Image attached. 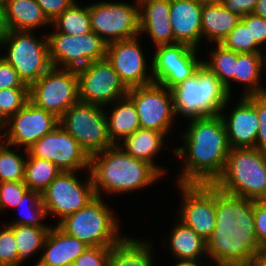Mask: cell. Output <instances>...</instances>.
Wrapping results in <instances>:
<instances>
[{"mask_svg": "<svg viewBox=\"0 0 266 266\" xmlns=\"http://www.w3.org/2000/svg\"><path fill=\"white\" fill-rule=\"evenodd\" d=\"M254 201L215 186V228L206 240V255L215 265L244 266L262 250L255 234Z\"/></svg>", "mask_w": 266, "mask_h": 266, "instance_id": "1", "label": "cell"}, {"mask_svg": "<svg viewBox=\"0 0 266 266\" xmlns=\"http://www.w3.org/2000/svg\"><path fill=\"white\" fill-rule=\"evenodd\" d=\"M189 122L182 136L185 145L174 151L176 157L184 158L177 184H213L222 174L231 149L223 119L218 114Z\"/></svg>", "mask_w": 266, "mask_h": 266, "instance_id": "2", "label": "cell"}, {"mask_svg": "<svg viewBox=\"0 0 266 266\" xmlns=\"http://www.w3.org/2000/svg\"><path fill=\"white\" fill-rule=\"evenodd\" d=\"M90 173L96 196L100 197V191L111 195L137 191L163 176L153 165L132 157L118 144L91 156Z\"/></svg>", "mask_w": 266, "mask_h": 266, "instance_id": "3", "label": "cell"}, {"mask_svg": "<svg viewBox=\"0 0 266 266\" xmlns=\"http://www.w3.org/2000/svg\"><path fill=\"white\" fill-rule=\"evenodd\" d=\"M170 90L175 115L181 114L188 119L220 114L231 97L219 78L204 65L191 78Z\"/></svg>", "mask_w": 266, "mask_h": 266, "instance_id": "4", "label": "cell"}, {"mask_svg": "<svg viewBox=\"0 0 266 266\" xmlns=\"http://www.w3.org/2000/svg\"><path fill=\"white\" fill-rule=\"evenodd\" d=\"M213 184L229 195L262 200L266 196V155L255 147L231 148L224 170Z\"/></svg>", "mask_w": 266, "mask_h": 266, "instance_id": "5", "label": "cell"}, {"mask_svg": "<svg viewBox=\"0 0 266 266\" xmlns=\"http://www.w3.org/2000/svg\"><path fill=\"white\" fill-rule=\"evenodd\" d=\"M108 208L102 196H96L84 208L67 216L57 225L87 246H112L123 236L118 232V219Z\"/></svg>", "mask_w": 266, "mask_h": 266, "instance_id": "6", "label": "cell"}, {"mask_svg": "<svg viewBox=\"0 0 266 266\" xmlns=\"http://www.w3.org/2000/svg\"><path fill=\"white\" fill-rule=\"evenodd\" d=\"M3 45L9 48L2 57L14 67L28 87L52 67L47 36L39 40L32 31L11 30L0 43L1 47Z\"/></svg>", "mask_w": 266, "mask_h": 266, "instance_id": "7", "label": "cell"}, {"mask_svg": "<svg viewBox=\"0 0 266 266\" xmlns=\"http://www.w3.org/2000/svg\"><path fill=\"white\" fill-rule=\"evenodd\" d=\"M106 114L103 106L78 101L59 118V124L91 157L114 145L108 135Z\"/></svg>", "mask_w": 266, "mask_h": 266, "instance_id": "8", "label": "cell"}, {"mask_svg": "<svg viewBox=\"0 0 266 266\" xmlns=\"http://www.w3.org/2000/svg\"><path fill=\"white\" fill-rule=\"evenodd\" d=\"M29 101L60 118L80 101L77 71L52 66L29 87Z\"/></svg>", "mask_w": 266, "mask_h": 266, "instance_id": "9", "label": "cell"}, {"mask_svg": "<svg viewBox=\"0 0 266 266\" xmlns=\"http://www.w3.org/2000/svg\"><path fill=\"white\" fill-rule=\"evenodd\" d=\"M46 36L52 66L78 70L106 59L107 43L93 31L80 36L53 31Z\"/></svg>", "mask_w": 266, "mask_h": 266, "instance_id": "10", "label": "cell"}, {"mask_svg": "<svg viewBox=\"0 0 266 266\" xmlns=\"http://www.w3.org/2000/svg\"><path fill=\"white\" fill-rule=\"evenodd\" d=\"M91 30L107 44L140 36L139 4L101 1L89 5Z\"/></svg>", "mask_w": 266, "mask_h": 266, "instance_id": "11", "label": "cell"}, {"mask_svg": "<svg viewBox=\"0 0 266 266\" xmlns=\"http://www.w3.org/2000/svg\"><path fill=\"white\" fill-rule=\"evenodd\" d=\"M88 175L87 182L82 183L77 179L76 171L61 172L41 194L47 216L55 214L59 224L91 202L96 193L90 171Z\"/></svg>", "mask_w": 266, "mask_h": 266, "instance_id": "12", "label": "cell"}, {"mask_svg": "<svg viewBox=\"0 0 266 266\" xmlns=\"http://www.w3.org/2000/svg\"><path fill=\"white\" fill-rule=\"evenodd\" d=\"M31 157L52 162L62 172L90 171L91 157L60 124L27 149Z\"/></svg>", "mask_w": 266, "mask_h": 266, "instance_id": "13", "label": "cell"}, {"mask_svg": "<svg viewBox=\"0 0 266 266\" xmlns=\"http://www.w3.org/2000/svg\"><path fill=\"white\" fill-rule=\"evenodd\" d=\"M76 71L82 102L104 107L128 94L129 89L107 59L90 62Z\"/></svg>", "mask_w": 266, "mask_h": 266, "instance_id": "14", "label": "cell"}, {"mask_svg": "<svg viewBox=\"0 0 266 266\" xmlns=\"http://www.w3.org/2000/svg\"><path fill=\"white\" fill-rule=\"evenodd\" d=\"M151 61V75L154 83L168 89L191 78L201 67L202 60L197 59V48L184 43L160 45L156 47Z\"/></svg>", "mask_w": 266, "mask_h": 266, "instance_id": "15", "label": "cell"}, {"mask_svg": "<svg viewBox=\"0 0 266 266\" xmlns=\"http://www.w3.org/2000/svg\"><path fill=\"white\" fill-rule=\"evenodd\" d=\"M127 96L136 106L142 129L155 130L166 136L175 118L171 90L157 83L130 88Z\"/></svg>", "mask_w": 266, "mask_h": 266, "instance_id": "16", "label": "cell"}, {"mask_svg": "<svg viewBox=\"0 0 266 266\" xmlns=\"http://www.w3.org/2000/svg\"><path fill=\"white\" fill-rule=\"evenodd\" d=\"M182 192L179 219L207 240L215 228V185L202 183L177 184Z\"/></svg>", "mask_w": 266, "mask_h": 266, "instance_id": "17", "label": "cell"}, {"mask_svg": "<svg viewBox=\"0 0 266 266\" xmlns=\"http://www.w3.org/2000/svg\"><path fill=\"white\" fill-rule=\"evenodd\" d=\"M7 125V130L0 134V140H6L5 143L11 147L22 145L27 150L45 134L54 130L59 125V118L28 101L8 118Z\"/></svg>", "mask_w": 266, "mask_h": 266, "instance_id": "18", "label": "cell"}, {"mask_svg": "<svg viewBox=\"0 0 266 266\" xmlns=\"http://www.w3.org/2000/svg\"><path fill=\"white\" fill-rule=\"evenodd\" d=\"M145 58L139 36L107 44L106 59L128 89L154 83Z\"/></svg>", "mask_w": 266, "mask_h": 266, "instance_id": "19", "label": "cell"}, {"mask_svg": "<svg viewBox=\"0 0 266 266\" xmlns=\"http://www.w3.org/2000/svg\"><path fill=\"white\" fill-rule=\"evenodd\" d=\"M230 148L255 147L259 130L257 111L253 106V95L242 96L229 117L220 113Z\"/></svg>", "mask_w": 266, "mask_h": 266, "instance_id": "20", "label": "cell"}, {"mask_svg": "<svg viewBox=\"0 0 266 266\" xmlns=\"http://www.w3.org/2000/svg\"><path fill=\"white\" fill-rule=\"evenodd\" d=\"M203 5L193 0H170V23L174 34V44L184 43L198 48L202 40Z\"/></svg>", "mask_w": 266, "mask_h": 266, "instance_id": "21", "label": "cell"}, {"mask_svg": "<svg viewBox=\"0 0 266 266\" xmlns=\"http://www.w3.org/2000/svg\"><path fill=\"white\" fill-rule=\"evenodd\" d=\"M140 34L148 33L155 47L174 44L170 0H145L139 4Z\"/></svg>", "mask_w": 266, "mask_h": 266, "instance_id": "22", "label": "cell"}, {"mask_svg": "<svg viewBox=\"0 0 266 266\" xmlns=\"http://www.w3.org/2000/svg\"><path fill=\"white\" fill-rule=\"evenodd\" d=\"M84 242L79 241L65 233L57 224L51 227L42 248L37 266H67L88 248Z\"/></svg>", "mask_w": 266, "mask_h": 266, "instance_id": "23", "label": "cell"}, {"mask_svg": "<svg viewBox=\"0 0 266 266\" xmlns=\"http://www.w3.org/2000/svg\"><path fill=\"white\" fill-rule=\"evenodd\" d=\"M241 17L225 8L222 3L203 5L202 38L221 44L226 36L235 28Z\"/></svg>", "mask_w": 266, "mask_h": 266, "instance_id": "24", "label": "cell"}, {"mask_svg": "<svg viewBox=\"0 0 266 266\" xmlns=\"http://www.w3.org/2000/svg\"><path fill=\"white\" fill-rule=\"evenodd\" d=\"M5 7L10 30L33 31L51 24L36 0H8Z\"/></svg>", "mask_w": 266, "mask_h": 266, "instance_id": "25", "label": "cell"}, {"mask_svg": "<svg viewBox=\"0 0 266 266\" xmlns=\"http://www.w3.org/2000/svg\"><path fill=\"white\" fill-rule=\"evenodd\" d=\"M114 104L115 108L105 116L109 138L113 144H118L141 126L136 106L128 96L116 100Z\"/></svg>", "mask_w": 266, "mask_h": 266, "instance_id": "26", "label": "cell"}, {"mask_svg": "<svg viewBox=\"0 0 266 266\" xmlns=\"http://www.w3.org/2000/svg\"><path fill=\"white\" fill-rule=\"evenodd\" d=\"M165 137L162 132L140 128L124 138L123 144L118 143V145L132 157L153 165L163 175L165 170L158 167L153 158L163 147Z\"/></svg>", "mask_w": 266, "mask_h": 266, "instance_id": "27", "label": "cell"}, {"mask_svg": "<svg viewBox=\"0 0 266 266\" xmlns=\"http://www.w3.org/2000/svg\"><path fill=\"white\" fill-rule=\"evenodd\" d=\"M151 249L146 240L123 237L110 246L108 266H153Z\"/></svg>", "mask_w": 266, "mask_h": 266, "instance_id": "28", "label": "cell"}, {"mask_svg": "<svg viewBox=\"0 0 266 266\" xmlns=\"http://www.w3.org/2000/svg\"><path fill=\"white\" fill-rule=\"evenodd\" d=\"M169 242L173 257L179 260L200 262L201 258L207 257L204 256L207 254L206 240L180 220L174 225Z\"/></svg>", "mask_w": 266, "mask_h": 266, "instance_id": "29", "label": "cell"}, {"mask_svg": "<svg viewBox=\"0 0 266 266\" xmlns=\"http://www.w3.org/2000/svg\"><path fill=\"white\" fill-rule=\"evenodd\" d=\"M263 53H237V63L234 81L245 84L242 96L266 93V87L261 88L260 74L263 70Z\"/></svg>", "mask_w": 266, "mask_h": 266, "instance_id": "30", "label": "cell"}, {"mask_svg": "<svg viewBox=\"0 0 266 266\" xmlns=\"http://www.w3.org/2000/svg\"><path fill=\"white\" fill-rule=\"evenodd\" d=\"M23 152L27 158L24 183L29 190L36 191L41 195L62 171L52 162L31 157L26 149Z\"/></svg>", "mask_w": 266, "mask_h": 266, "instance_id": "31", "label": "cell"}, {"mask_svg": "<svg viewBox=\"0 0 266 266\" xmlns=\"http://www.w3.org/2000/svg\"><path fill=\"white\" fill-rule=\"evenodd\" d=\"M13 230L17 249L19 252L18 266L22 264L25 259L35 254V252L42 250L45 239L51 227H35L28 225L8 224Z\"/></svg>", "mask_w": 266, "mask_h": 266, "instance_id": "32", "label": "cell"}, {"mask_svg": "<svg viewBox=\"0 0 266 266\" xmlns=\"http://www.w3.org/2000/svg\"><path fill=\"white\" fill-rule=\"evenodd\" d=\"M51 25L55 32L68 35H83L92 32L90 24L89 6L79 7L73 2L67 9L58 15Z\"/></svg>", "mask_w": 266, "mask_h": 266, "instance_id": "33", "label": "cell"}, {"mask_svg": "<svg viewBox=\"0 0 266 266\" xmlns=\"http://www.w3.org/2000/svg\"><path fill=\"white\" fill-rule=\"evenodd\" d=\"M210 53L211 61H203L202 65L219 78L221 83L226 87L228 94L231 95L230 85L231 81H234L237 52L228 50L221 44H217Z\"/></svg>", "mask_w": 266, "mask_h": 266, "instance_id": "34", "label": "cell"}, {"mask_svg": "<svg viewBox=\"0 0 266 266\" xmlns=\"http://www.w3.org/2000/svg\"><path fill=\"white\" fill-rule=\"evenodd\" d=\"M11 146L0 144V183L7 181H24L25 154L22 157L10 148Z\"/></svg>", "mask_w": 266, "mask_h": 266, "instance_id": "35", "label": "cell"}, {"mask_svg": "<svg viewBox=\"0 0 266 266\" xmlns=\"http://www.w3.org/2000/svg\"><path fill=\"white\" fill-rule=\"evenodd\" d=\"M22 206L23 208L26 207V210L28 212L26 213L23 212V215L20 219L13 221L9 224L28 225V226H35V227H52V226H47L43 224V222H40L41 219L47 218V213L42 203V197L38 192L28 190L24 194L21 202L17 205L18 208H21Z\"/></svg>", "mask_w": 266, "mask_h": 266, "instance_id": "36", "label": "cell"}, {"mask_svg": "<svg viewBox=\"0 0 266 266\" xmlns=\"http://www.w3.org/2000/svg\"><path fill=\"white\" fill-rule=\"evenodd\" d=\"M221 45L237 53H262L260 45L255 40H252L250 25H245L241 20L226 36Z\"/></svg>", "mask_w": 266, "mask_h": 266, "instance_id": "37", "label": "cell"}, {"mask_svg": "<svg viewBox=\"0 0 266 266\" xmlns=\"http://www.w3.org/2000/svg\"><path fill=\"white\" fill-rule=\"evenodd\" d=\"M29 101V88L0 89V111L8 119Z\"/></svg>", "mask_w": 266, "mask_h": 266, "instance_id": "38", "label": "cell"}, {"mask_svg": "<svg viewBox=\"0 0 266 266\" xmlns=\"http://www.w3.org/2000/svg\"><path fill=\"white\" fill-rule=\"evenodd\" d=\"M18 257L14 232L6 225L0 230V266H18Z\"/></svg>", "mask_w": 266, "mask_h": 266, "instance_id": "39", "label": "cell"}, {"mask_svg": "<svg viewBox=\"0 0 266 266\" xmlns=\"http://www.w3.org/2000/svg\"><path fill=\"white\" fill-rule=\"evenodd\" d=\"M29 190L24 181H7L0 183V210L16 207Z\"/></svg>", "mask_w": 266, "mask_h": 266, "instance_id": "40", "label": "cell"}, {"mask_svg": "<svg viewBox=\"0 0 266 266\" xmlns=\"http://www.w3.org/2000/svg\"><path fill=\"white\" fill-rule=\"evenodd\" d=\"M110 246H89L74 262V266H108Z\"/></svg>", "mask_w": 266, "mask_h": 266, "instance_id": "41", "label": "cell"}, {"mask_svg": "<svg viewBox=\"0 0 266 266\" xmlns=\"http://www.w3.org/2000/svg\"><path fill=\"white\" fill-rule=\"evenodd\" d=\"M253 106L259 120L255 148L266 155V93L253 95Z\"/></svg>", "mask_w": 266, "mask_h": 266, "instance_id": "42", "label": "cell"}, {"mask_svg": "<svg viewBox=\"0 0 266 266\" xmlns=\"http://www.w3.org/2000/svg\"><path fill=\"white\" fill-rule=\"evenodd\" d=\"M255 234L260 248L266 249V203L262 200L253 202Z\"/></svg>", "mask_w": 266, "mask_h": 266, "instance_id": "43", "label": "cell"}, {"mask_svg": "<svg viewBox=\"0 0 266 266\" xmlns=\"http://www.w3.org/2000/svg\"><path fill=\"white\" fill-rule=\"evenodd\" d=\"M29 88L20 79L18 72L3 57H0V89Z\"/></svg>", "mask_w": 266, "mask_h": 266, "instance_id": "44", "label": "cell"}, {"mask_svg": "<svg viewBox=\"0 0 266 266\" xmlns=\"http://www.w3.org/2000/svg\"><path fill=\"white\" fill-rule=\"evenodd\" d=\"M241 21L245 25H250L252 40H255L260 47L266 43V18L250 13L241 17Z\"/></svg>", "mask_w": 266, "mask_h": 266, "instance_id": "45", "label": "cell"}, {"mask_svg": "<svg viewBox=\"0 0 266 266\" xmlns=\"http://www.w3.org/2000/svg\"><path fill=\"white\" fill-rule=\"evenodd\" d=\"M44 14L50 21H53L75 0H36Z\"/></svg>", "mask_w": 266, "mask_h": 266, "instance_id": "46", "label": "cell"}, {"mask_svg": "<svg viewBox=\"0 0 266 266\" xmlns=\"http://www.w3.org/2000/svg\"><path fill=\"white\" fill-rule=\"evenodd\" d=\"M258 0H222L225 8L243 17L254 11Z\"/></svg>", "mask_w": 266, "mask_h": 266, "instance_id": "47", "label": "cell"}, {"mask_svg": "<svg viewBox=\"0 0 266 266\" xmlns=\"http://www.w3.org/2000/svg\"><path fill=\"white\" fill-rule=\"evenodd\" d=\"M10 31L11 30L6 17V7L5 5L0 4V43L5 39Z\"/></svg>", "mask_w": 266, "mask_h": 266, "instance_id": "48", "label": "cell"}, {"mask_svg": "<svg viewBox=\"0 0 266 266\" xmlns=\"http://www.w3.org/2000/svg\"><path fill=\"white\" fill-rule=\"evenodd\" d=\"M244 266H266V249L255 253Z\"/></svg>", "mask_w": 266, "mask_h": 266, "instance_id": "49", "label": "cell"}, {"mask_svg": "<svg viewBox=\"0 0 266 266\" xmlns=\"http://www.w3.org/2000/svg\"><path fill=\"white\" fill-rule=\"evenodd\" d=\"M252 13L254 15L266 18V0H258L257 5Z\"/></svg>", "mask_w": 266, "mask_h": 266, "instance_id": "50", "label": "cell"}, {"mask_svg": "<svg viewBox=\"0 0 266 266\" xmlns=\"http://www.w3.org/2000/svg\"><path fill=\"white\" fill-rule=\"evenodd\" d=\"M202 266V264H204L203 262L202 263H199L198 261H182V260H179L177 261V264H175V266Z\"/></svg>", "mask_w": 266, "mask_h": 266, "instance_id": "51", "label": "cell"}, {"mask_svg": "<svg viewBox=\"0 0 266 266\" xmlns=\"http://www.w3.org/2000/svg\"><path fill=\"white\" fill-rule=\"evenodd\" d=\"M193 1L201 5L217 4L222 2V0H193Z\"/></svg>", "mask_w": 266, "mask_h": 266, "instance_id": "52", "label": "cell"}, {"mask_svg": "<svg viewBox=\"0 0 266 266\" xmlns=\"http://www.w3.org/2000/svg\"><path fill=\"white\" fill-rule=\"evenodd\" d=\"M7 118L6 116L0 111V133L4 129V127H7Z\"/></svg>", "mask_w": 266, "mask_h": 266, "instance_id": "53", "label": "cell"}, {"mask_svg": "<svg viewBox=\"0 0 266 266\" xmlns=\"http://www.w3.org/2000/svg\"><path fill=\"white\" fill-rule=\"evenodd\" d=\"M266 45V44H265ZM266 49V48H265ZM266 51V50H265ZM262 63H263V66L266 68V53H265V56L262 55ZM265 63V64H264Z\"/></svg>", "mask_w": 266, "mask_h": 266, "instance_id": "54", "label": "cell"}, {"mask_svg": "<svg viewBox=\"0 0 266 266\" xmlns=\"http://www.w3.org/2000/svg\"><path fill=\"white\" fill-rule=\"evenodd\" d=\"M7 2H8V0H0V4H2V5H6Z\"/></svg>", "mask_w": 266, "mask_h": 266, "instance_id": "55", "label": "cell"}, {"mask_svg": "<svg viewBox=\"0 0 266 266\" xmlns=\"http://www.w3.org/2000/svg\"><path fill=\"white\" fill-rule=\"evenodd\" d=\"M145 0H135V2H137L138 4L142 3Z\"/></svg>", "mask_w": 266, "mask_h": 266, "instance_id": "56", "label": "cell"}, {"mask_svg": "<svg viewBox=\"0 0 266 266\" xmlns=\"http://www.w3.org/2000/svg\"><path fill=\"white\" fill-rule=\"evenodd\" d=\"M262 201L266 202V196L262 199Z\"/></svg>", "mask_w": 266, "mask_h": 266, "instance_id": "57", "label": "cell"}]
</instances>
